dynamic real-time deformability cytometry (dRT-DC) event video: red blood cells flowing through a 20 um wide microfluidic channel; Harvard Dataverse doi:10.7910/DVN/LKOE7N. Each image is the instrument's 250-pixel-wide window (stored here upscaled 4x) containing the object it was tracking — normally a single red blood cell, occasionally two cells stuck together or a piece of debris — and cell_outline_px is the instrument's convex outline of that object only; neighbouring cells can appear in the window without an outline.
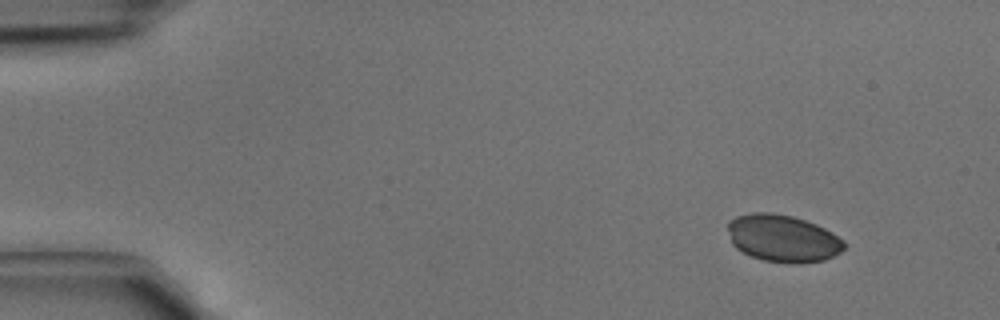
{"species": "common noctule bat (a hibernating species)", "species_latin": "Nyctalus noctula", "temperature_condition": "cold", "stored_images_in_passage": 4, "segment_of_instrument_passage": [1, 2], "camera_frame_rate_fps": 3000, "um_per_image_px": 0.085, "animal": {"sex": "male", "body_mass_g": 15.6}, "frame": {"image": 1, "passage_image": 1, "time_ms": 0.0, "image_size_px": [1000, 320], "cell_outline_px": [[844, 248], [840, 252], [824, 260], [800, 264], [792, 264], [764, 260], [752, 256], [736, 248], [732, 244], [728, 228], [728, 220], [736, 216], [752, 212], [772, 212], [792, 216], [816, 224], [832, 232], [844, 240]], "centroid_in_image_um": [66.54, 20.25], "position_along_channel_um": 18.5, "area_um2": 32.08}}